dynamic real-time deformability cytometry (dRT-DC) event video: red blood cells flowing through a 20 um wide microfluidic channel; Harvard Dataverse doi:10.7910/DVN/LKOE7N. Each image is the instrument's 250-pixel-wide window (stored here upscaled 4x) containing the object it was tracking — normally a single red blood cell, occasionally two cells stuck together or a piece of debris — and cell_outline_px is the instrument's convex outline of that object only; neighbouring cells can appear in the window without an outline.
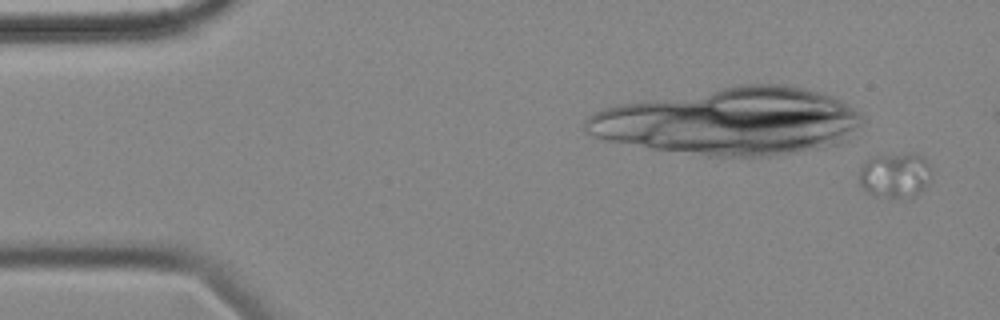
{"species": "common noctule bat (a hibernating species)", "species_latin": "Nyctalus noctula", "temperature_condition": "cold", "stored_images_in_passage": 58, "segment_of_instrument_passage": [1, 2], "camera_frame_rate_fps": 3000, "um_per_image_px": 0.085, "animal": {"sex": "female", "body_mass_g": 18.4}, "frame": {"image": 1, "passage_image": 2, "time_ms": 0.333, "image_size_px": [1000, 320], "cell_outline_px": [[928, 180], [924, 188], [916, 196], [908, 200], [872, 196], [864, 192], [860, 184], [860, 168], [864, 160], [872, 156], [908, 152], [912, 152], [924, 156], [928, 164]], "centroid_in_image_um": [76.03, 14.91], "position_along_channel_um": 9.0, "area_um2": 19.71}}
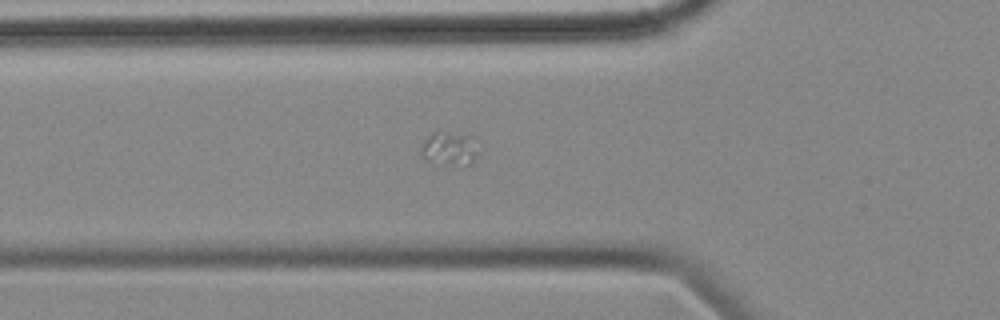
{"frame": {"image": 2, "passage_image": 19, "time_ms": 6.0, "image_size_px": [1000, 320], "cell_outline_px": [[480, 156], [468, 164], [448, 164], [424, 160], [420, 152], [420, 148], [424, 140], [432, 132], [436, 132], [476, 136]], "centroid_in_image_um": [38.25, 12.62], "position_along_channel_um": 87.5, "area_um2": 11.39}}